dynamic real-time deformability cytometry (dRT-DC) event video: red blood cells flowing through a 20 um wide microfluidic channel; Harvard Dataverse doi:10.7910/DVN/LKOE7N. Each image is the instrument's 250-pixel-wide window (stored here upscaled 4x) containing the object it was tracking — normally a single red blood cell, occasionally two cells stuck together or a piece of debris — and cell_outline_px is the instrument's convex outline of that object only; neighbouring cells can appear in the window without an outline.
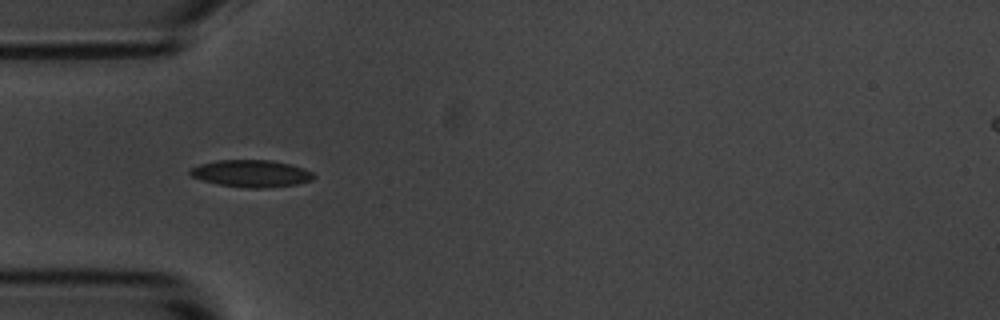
{"species": "common noctule bat (a hibernating species)", "species_latin": "Nyctalus noctula", "temperature_condition": "room temperature", "stored_images_in_passage": 2, "camera_frame_rate_fps": 3000, "um_per_image_px": 0.085, "animal": {"sex": "male", "body_mass_g": 20.1, "forearm_length_mm": 53.5}, "frame": {"image": 1, "passage_image": 1, "time_ms": 0.0, "image_size_px": [1000, 320], "cell_outline_px": [[316, 176], [312, 180], [296, 184], [264, 188], [248, 188], [216, 184], [200, 180], [192, 176], [188, 172], [188, 168], [200, 164], [216, 160], [272, 160], [292, 164], [304, 168], [312, 172]], "centroid_in_image_um": [21.33, 14.74], "position_along_channel_um": 63.7, "area_um2": 19.77}}